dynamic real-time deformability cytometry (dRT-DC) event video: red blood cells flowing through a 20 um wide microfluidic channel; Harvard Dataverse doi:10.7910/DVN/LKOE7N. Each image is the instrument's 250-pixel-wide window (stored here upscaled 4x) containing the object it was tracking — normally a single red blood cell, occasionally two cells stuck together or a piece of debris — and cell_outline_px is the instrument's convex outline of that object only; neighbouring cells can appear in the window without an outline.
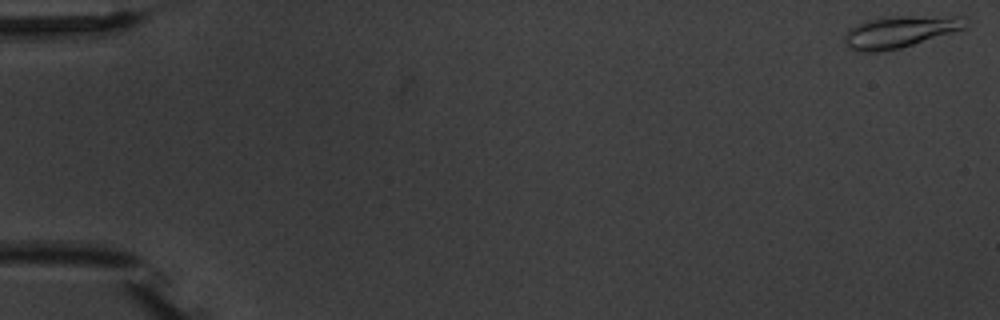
{"species": "common noctule bat (a hibernating species)", "species_latin": "Nyctalus noctula", "temperature_condition": "warm", "stored_images_in_passage": 3, "camera_frame_rate_fps": 3000, "um_per_image_px": 0.085, "animal": {"sex": "male", "body_mass_g": 20.1, "forearm_length_mm": 53.5}, "frame": {"image": 1, "passage_image": 1, "time_ms": 0.0, "image_size_px": [1000, 320], "cell_outline_px": [[968, 28], [900, 48], [880, 52], [856, 52], [848, 48], [844, 44], [844, 32], [848, 28], [864, 20], [892, 16], [960, 16], [968, 20]], "centroid_in_image_um": [76.46, 2.7], "position_along_channel_um": 8.5, "area_um2": 22.95}}